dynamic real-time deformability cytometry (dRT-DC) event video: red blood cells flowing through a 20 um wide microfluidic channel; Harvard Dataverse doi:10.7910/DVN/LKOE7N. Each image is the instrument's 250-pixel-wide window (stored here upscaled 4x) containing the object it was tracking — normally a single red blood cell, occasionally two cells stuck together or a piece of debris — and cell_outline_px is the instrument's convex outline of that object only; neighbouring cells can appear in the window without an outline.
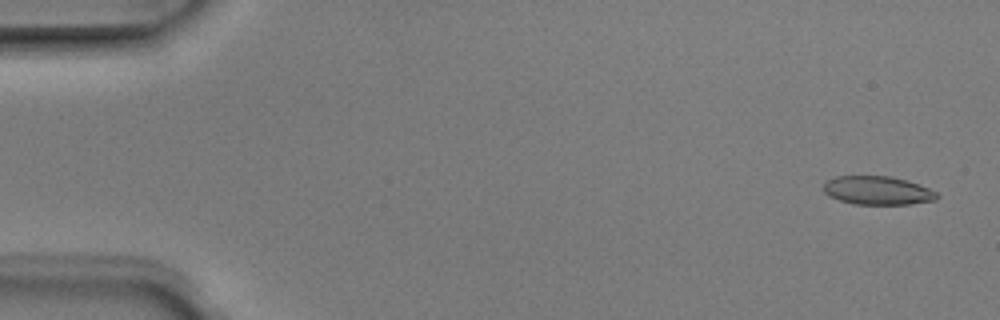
{"species": "Egyptian fruit bat (a non-hibernating species)", "species_latin": "Rousettus aegyptiacus", "temperature_condition": "room temperature", "stored_images_in_passage": 6, "camera_frame_rate_fps": 3000, "um_per_image_px": 0.085, "animal": {"sex": "male"}, "frame": {"image": 1, "passage_image": 1, "time_ms": 0.0, "image_size_px": [1000, 320], "cell_outline_px": [[940, 196], [936, 200], [908, 204], [852, 204], [840, 200], [824, 192], [824, 180], [836, 176], [892, 176], [928, 188], [936, 192]], "centroid_in_image_um": [74.57, 16.19], "position_along_channel_um": 10.4, "area_um2": 18.73}}
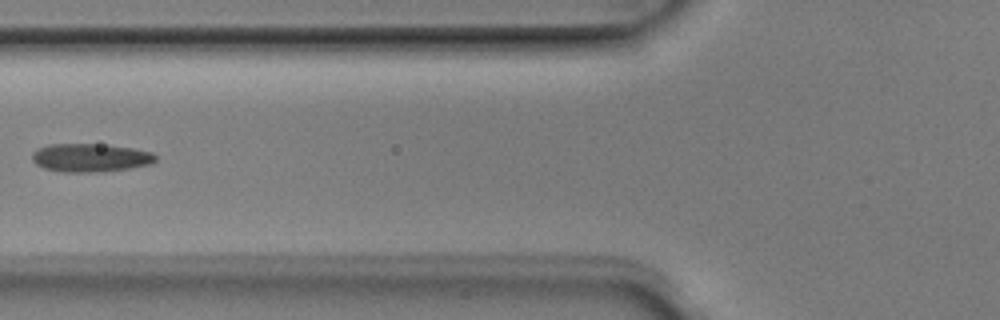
{"frame": {"image": 2, "passage_image": 5, "time_ms": 1.333, "image_size_px": [1000, 320], "cell_outline_px": [[156, 160], [152, 164], [128, 168], [96, 172], [60, 172], [44, 168], [36, 164], [32, 160], [32, 152], [48, 144], [100, 144], [136, 148], [152, 152], [156, 156]], "centroid_in_image_um": [7.69, 13.4], "position_along_channel_um": 118.1, "area_um2": 20.46}}
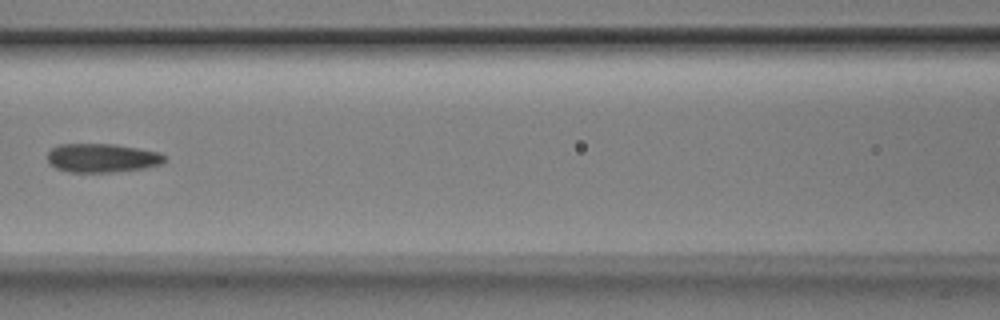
{"frame": {"image": 3, "passage_image": 6, "time_ms": 1.667, "image_size_px": [1000, 320], "cell_outline_px": [[164, 160], [160, 164], [144, 168], [112, 172], [68, 172], [56, 168], [48, 164], [48, 152], [52, 148], [60, 144], [116, 144], [160, 152], [164, 156]], "centroid_in_image_um": [8.64, 13.42], "position_along_channel_um": 158.0, "area_um2": 19.65}}